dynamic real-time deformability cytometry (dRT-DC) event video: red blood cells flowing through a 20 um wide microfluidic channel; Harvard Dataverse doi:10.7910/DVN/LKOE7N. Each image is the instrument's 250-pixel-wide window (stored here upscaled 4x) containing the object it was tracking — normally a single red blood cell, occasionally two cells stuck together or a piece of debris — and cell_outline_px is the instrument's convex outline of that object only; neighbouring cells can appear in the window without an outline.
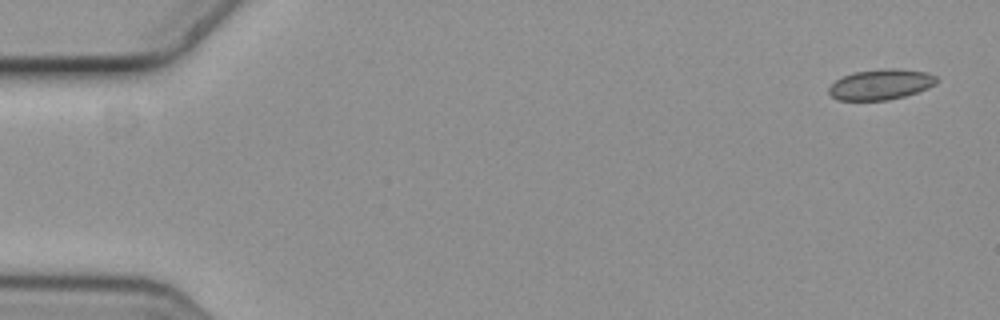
{"species": "common noctule bat (a hibernating species)", "species_latin": "Nyctalus noctula", "temperature_condition": "cold", "stored_images_in_passage": 6, "camera_frame_rate_fps": 3000, "um_per_image_px": 0.085, "animal": {"sex": "female", "body_mass_g": 19.3, "forearm_length_mm": 54.1}, "frame": {"image": 1, "passage_image": 1, "time_ms": 0.0, "image_size_px": [1000, 320], "cell_outline_px": [[940, 80], [936, 84], [928, 88], [904, 96], [888, 100], [836, 100], [828, 92], [828, 88], [836, 80], [852, 72], [880, 68], [900, 68], [928, 72], [936, 76]], "centroid_in_image_um": [74.89, 7.16], "position_along_channel_um": 10.1, "area_um2": 19.42}}